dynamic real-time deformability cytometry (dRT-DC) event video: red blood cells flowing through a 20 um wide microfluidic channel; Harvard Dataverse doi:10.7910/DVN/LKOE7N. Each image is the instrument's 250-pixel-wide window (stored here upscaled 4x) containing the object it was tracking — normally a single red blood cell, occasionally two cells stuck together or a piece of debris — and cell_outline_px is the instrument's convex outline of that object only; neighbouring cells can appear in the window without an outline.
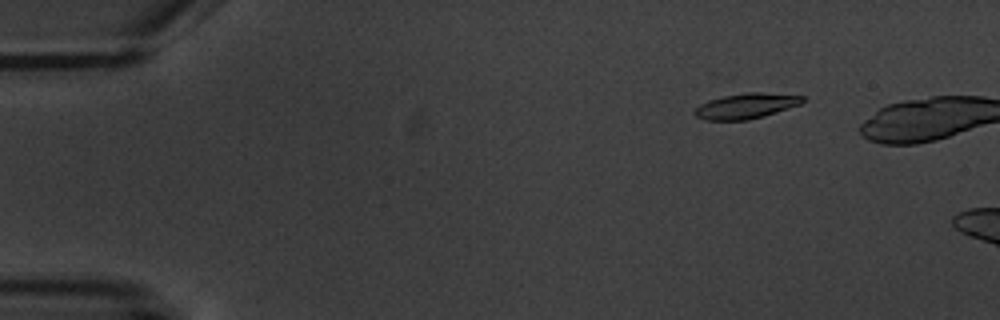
{"species": "common noctule bat (a hibernating species)", "species_latin": "Nyctalus noctula", "temperature_condition": "warm", "stored_images_in_passage": 5, "camera_frame_rate_fps": 3000, "um_per_image_px": 0.085, "animal": {"sex": "male", "body_mass_g": 20.1, "forearm_length_mm": 53.5}, "frame": {"image": 1, "passage_image": 3, "time_ms": 2.333, "image_size_px": [1000, 320], "cell_outline_px": [[804, 100], [800, 104], [764, 116], [748, 120], [704, 120], [696, 116], [692, 112], [700, 104], [708, 100], [724, 96], [744, 92], [760, 92], [804, 96]], "centroid_in_image_um": [63.38, 9.01], "position_along_channel_um": 21.6, "area_um2": 15.9}}